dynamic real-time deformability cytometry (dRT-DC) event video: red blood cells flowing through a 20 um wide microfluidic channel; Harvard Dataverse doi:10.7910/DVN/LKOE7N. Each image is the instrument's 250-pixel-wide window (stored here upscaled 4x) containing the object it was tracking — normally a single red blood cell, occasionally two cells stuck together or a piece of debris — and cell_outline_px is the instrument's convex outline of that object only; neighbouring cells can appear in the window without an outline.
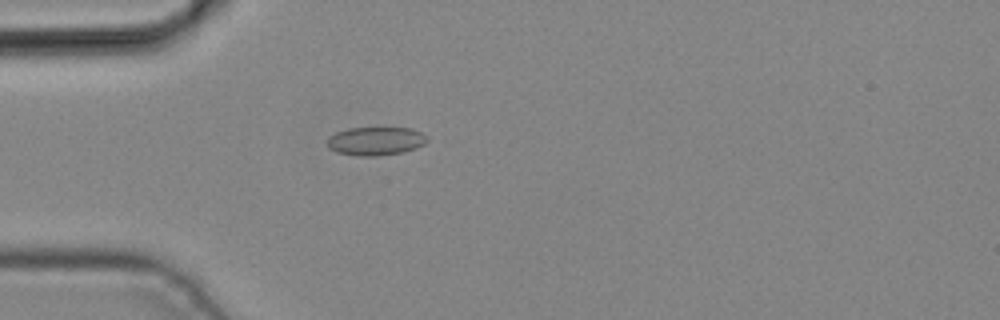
{"species": "common noctule bat (a hibernating species)", "species_latin": "Nyctalus noctula", "temperature_condition": "cold", "stored_images_in_passage": 4, "camera_frame_rate_fps": 3000, "um_per_image_px": 0.085, "animal": {"sex": "male", "body_mass_g": 19.2, "forearm_length_mm": 51.8}, "frame": {"image": 1, "passage_image": 4, "time_ms": 1.0, "image_size_px": [1000, 320], "cell_outline_px": [[428, 140], [424, 144], [416, 148], [404, 152], [376, 156], [356, 156], [336, 152], [328, 148], [328, 136], [336, 132], [348, 128], [412, 128], [428, 136]], "centroid_in_image_um": [31.93, 11.99], "position_along_channel_um": 53.1, "area_um2": 16.7}}